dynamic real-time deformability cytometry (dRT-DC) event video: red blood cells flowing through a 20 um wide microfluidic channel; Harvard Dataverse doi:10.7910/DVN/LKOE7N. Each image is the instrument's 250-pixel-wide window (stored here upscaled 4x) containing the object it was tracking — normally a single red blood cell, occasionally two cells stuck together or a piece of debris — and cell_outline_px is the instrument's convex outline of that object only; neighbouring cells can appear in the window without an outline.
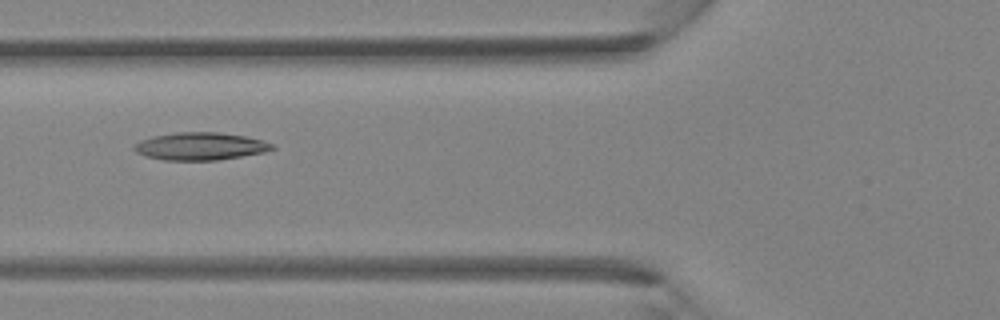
{"species": "Egyptian fruit bat (a non-hibernating species)", "species_latin": "Rousettus aegyptiacus", "temperature_condition": "room temperature", "stored_images_in_passage": 3, "camera_frame_rate_fps": 3000, "um_per_image_px": 0.085, "animal": {"sex": "female"}, "frame": {"image": 1, "passage_image": 3, "time_ms": 0.667, "image_size_px": [1000, 320], "cell_outline_px": [[276, 148], [264, 152], [216, 160], [164, 160], [144, 156], [136, 152], [132, 148], [132, 144], [140, 140], [152, 136], [176, 132], [220, 132], [244, 136], [260, 140], [272, 144]], "centroid_in_image_um": [16.95, 12.43], "position_along_channel_um": 108.9, "area_um2": 22.2}}